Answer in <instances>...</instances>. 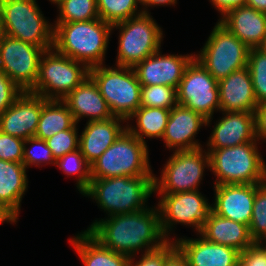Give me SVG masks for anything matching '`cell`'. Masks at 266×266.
<instances>
[{
    "instance_id": "obj_14",
    "label": "cell",
    "mask_w": 266,
    "mask_h": 266,
    "mask_svg": "<svg viewBox=\"0 0 266 266\" xmlns=\"http://www.w3.org/2000/svg\"><path fill=\"white\" fill-rule=\"evenodd\" d=\"M45 50L2 34L0 37V70L23 91L36 83L40 58Z\"/></svg>"
},
{
    "instance_id": "obj_22",
    "label": "cell",
    "mask_w": 266,
    "mask_h": 266,
    "mask_svg": "<svg viewBox=\"0 0 266 266\" xmlns=\"http://www.w3.org/2000/svg\"><path fill=\"white\" fill-rule=\"evenodd\" d=\"M77 124L83 118L87 122L106 120L113 116L97 85L89 76L63 100Z\"/></svg>"
},
{
    "instance_id": "obj_16",
    "label": "cell",
    "mask_w": 266,
    "mask_h": 266,
    "mask_svg": "<svg viewBox=\"0 0 266 266\" xmlns=\"http://www.w3.org/2000/svg\"><path fill=\"white\" fill-rule=\"evenodd\" d=\"M221 113V119L219 118L212 127L205 150L259 142L256 138L255 112L222 111Z\"/></svg>"
},
{
    "instance_id": "obj_33",
    "label": "cell",
    "mask_w": 266,
    "mask_h": 266,
    "mask_svg": "<svg viewBox=\"0 0 266 266\" xmlns=\"http://www.w3.org/2000/svg\"><path fill=\"white\" fill-rule=\"evenodd\" d=\"M247 67L250 71L257 104L266 103V53L259 48H250Z\"/></svg>"
},
{
    "instance_id": "obj_12",
    "label": "cell",
    "mask_w": 266,
    "mask_h": 266,
    "mask_svg": "<svg viewBox=\"0 0 266 266\" xmlns=\"http://www.w3.org/2000/svg\"><path fill=\"white\" fill-rule=\"evenodd\" d=\"M177 103L202 115L208 127L214 112H220L218 80L196 58L186 67L179 83Z\"/></svg>"
},
{
    "instance_id": "obj_44",
    "label": "cell",
    "mask_w": 266,
    "mask_h": 266,
    "mask_svg": "<svg viewBox=\"0 0 266 266\" xmlns=\"http://www.w3.org/2000/svg\"><path fill=\"white\" fill-rule=\"evenodd\" d=\"M165 266H189L187 258L176 248L166 259Z\"/></svg>"
},
{
    "instance_id": "obj_38",
    "label": "cell",
    "mask_w": 266,
    "mask_h": 266,
    "mask_svg": "<svg viewBox=\"0 0 266 266\" xmlns=\"http://www.w3.org/2000/svg\"><path fill=\"white\" fill-rule=\"evenodd\" d=\"M24 142L21 138L0 131V159L23 163Z\"/></svg>"
},
{
    "instance_id": "obj_28",
    "label": "cell",
    "mask_w": 266,
    "mask_h": 266,
    "mask_svg": "<svg viewBox=\"0 0 266 266\" xmlns=\"http://www.w3.org/2000/svg\"><path fill=\"white\" fill-rule=\"evenodd\" d=\"M170 110L158 107L140 106L127 120L126 129L147 144L146 137L162 139L169 119ZM135 119V120H134ZM135 121L136 125L130 124Z\"/></svg>"
},
{
    "instance_id": "obj_43",
    "label": "cell",
    "mask_w": 266,
    "mask_h": 266,
    "mask_svg": "<svg viewBox=\"0 0 266 266\" xmlns=\"http://www.w3.org/2000/svg\"><path fill=\"white\" fill-rule=\"evenodd\" d=\"M222 18L230 10L243 6L246 0H209Z\"/></svg>"
},
{
    "instance_id": "obj_49",
    "label": "cell",
    "mask_w": 266,
    "mask_h": 266,
    "mask_svg": "<svg viewBox=\"0 0 266 266\" xmlns=\"http://www.w3.org/2000/svg\"><path fill=\"white\" fill-rule=\"evenodd\" d=\"M51 4L57 5L61 0H49Z\"/></svg>"
},
{
    "instance_id": "obj_24",
    "label": "cell",
    "mask_w": 266,
    "mask_h": 266,
    "mask_svg": "<svg viewBox=\"0 0 266 266\" xmlns=\"http://www.w3.org/2000/svg\"><path fill=\"white\" fill-rule=\"evenodd\" d=\"M218 21L250 48H258L266 35V13L243 5L227 12Z\"/></svg>"
},
{
    "instance_id": "obj_50",
    "label": "cell",
    "mask_w": 266,
    "mask_h": 266,
    "mask_svg": "<svg viewBox=\"0 0 266 266\" xmlns=\"http://www.w3.org/2000/svg\"><path fill=\"white\" fill-rule=\"evenodd\" d=\"M2 28H1V17H0V37L2 36Z\"/></svg>"
},
{
    "instance_id": "obj_17",
    "label": "cell",
    "mask_w": 266,
    "mask_h": 266,
    "mask_svg": "<svg viewBox=\"0 0 266 266\" xmlns=\"http://www.w3.org/2000/svg\"><path fill=\"white\" fill-rule=\"evenodd\" d=\"M42 107V96L22 92L0 115V131L23 140L35 136Z\"/></svg>"
},
{
    "instance_id": "obj_13",
    "label": "cell",
    "mask_w": 266,
    "mask_h": 266,
    "mask_svg": "<svg viewBox=\"0 0 266 266\" xmlns=\"http://www.w3.org/2000/svg\"><path fill=\"white\" fill-rule=\"evenodd\" d=\"M157 195L161 229L169 241H174L170 236L177 224L190 226L196 234L200 233L211 211V204L204 194L197 190Z\"/></svg>"
},
{
    "instance_id": "obj_11",
    "label": "cell",
    "mask_w": 266,
    "mask_h": 266,
    "mask_svg": "<svg viewBox=\"0 0 266 266\" xmlns=\"http://www.w3.org/2000/svg\"><path fill=\"white\" fill-rule=\"evenodd\" d=\"M195 58L216 79L247 67L249 47L240 41L219 21Z\"/></svg>"
},
{
    "instance_id": "obj_40",
    "label": "cell",
    "mask_w": 266,
    "mask_h": 266,
    "mask_svg": "<svg viewBox=\"0 0 266 266\" xmlns=\"http://www.w3.org/2000/svg\"><path fill=\"white\" fill-rule=\"evenodd\" d=\"M24 92L0 70V115Z\"/></svg>"
},
{
    "instance_id": "obj_31",
    "label": "cell",
    "mask_w": 266,
    "mask_h": 266,
    "mask_svg": "<svg viewBox=\"0 0 266 266\" xmlns=\"http://www.w3.org/2000/svg\"><path fill=\"white\" fill-rule=\"evenodd\" d=\"M54 23L89 21L99 18L97 0H61Z\"/></svg>"
},
{
    "instance_id": "obj_29",
    "label": "cell",
    "mask_w": 266,
    "mask_h": 266,
    "mask_svg": "<svg viewBox=\"0 0 266 266\" xmlns=\"http://www.w3.org/2000/svg\"><path fill=\"white\" fill-rule=\"evenodd\" d=\"M75 124L72 113L62 100L43 98V107L35 137L46 140L58 132L71 129Z\"/></svg>"
},
{
    "instance_id": "obj_47",
    "label": "cell",
    "mask_w": 266,
    "mask_h": 266,
    "mask_svg": "<svg viewBox=\"0 0 266 266\" xmlns=\"http://www.w3.org/2000/svg\"><path fill=\"white\" fill-rule=\"evenodd\" d=\"M245 5L266 13V0H246Z\"/></svg>"
},
{
    "instance_id": "obj_7",
    "label": "cell",
    "mask_w": 266,
    "mask_h": 266,
    "mask_svg": "<svg viewBox=\"0 0 266 266\" xmlns=\"http://www.w3.org/2000/svg\"><path fill=\"white\" fill-rule=\"evenodd\" d=\"M113 66L105 64L91 67L89 76L113 116L127 120L140 107L141 84L133 67Z\"/></svg>"
},
{
    "instance_id": "obj_48",
    "label": "cell",
    "mask_w": 266,
    "mask_h": 266,
    "mask_svg": "<svg viewBox=\"0 0 266 266\" xmlns=\"http://www.w3.org/2000/svg\"><path fill=\"white\" fill-rule=\"evenodd\" d=\"M258 48L266 53V35H265V37L263 39L262 44Z\"/></svg>"
},
{
    "instance_id": "obj_34",
    "label": "cell",
    "mask_w": 266,
    "mask_h": 266,
    "mask_svg": "<svg viewBox=\"0 0 266 266\" xmlns=\"http://www.w3.org/2000/svg\"><path fill=\"white\" fill-rule=\"evenodd\" d=\"M142 107H158L171 110L177 103V88L165 85H141Z\"/></svg>"
},
{
    "instance_id": "obj_42",
    "label": "cell",
    "mask_w": 266,
    "mask_h": 266,
    "mask_svg": "<svg viewBox=\"0 0 266 266\" xmlns=\"http://www.w3.org/2000/svg\"><path fill=\"white\" fill-rule=\"evenodd\" d=\"M256 138L266 142V103L258 105L255 111Z\"/></svg>"
},
{
    "instance_id": "obj_18",
    "label": "cell",
    "mask_w": 266,
    "mask_h": 266,
    "mask_svg": "<svg viewBox=\"0 0 266 266\" xmlns=\"http://www.w3.org/2000/svg\"><path fill=\"white\" fill-rule=\"evenodd\" d=\"M206 122L199 113L177 104L170 110L162 137L165 147L173 152L204 147L195 137L203 126L206 127Z\"/></svg>"
},
{
    "instance_id": "obj_41",
    "label": "cell",
    "mask_w": 266,
    "mask_h": 266,
    "mask_svg": "<svg viewBox=\"0 0 266 266\" xmlns=\"http://www.w3.org/2000/svg\"><path fill=\"white\" fill-rule=\"evenodd\" d=\"M239 266H266V243L254 242L241 252Z\"/></svg>"
},
{
    "instance_id": "obj_37",
    "label": "cell",
    "mask_w": 266,
    "mask_h": 266,
    "mask_svg": "<svg viewBox=\"0 0 266 266\" xmlns=\"http://www.w3.org/2000/svg\"><path fill=\"white\" fill-rule=\"evenodd\" d=\"M77 126L76 123L71 129L58 132L45 140L55 160L79 149V128Z\"/></svg>"
},
{
    "instance_id": "obj_1",
    "label": "cell",
    "mask_w": 266,
    "mask_h": 266,
    "mask_svg": "<svg viewBox=\"0 0 266 266\" xmlns=\"http://www.w3.org/2000/svg\"><path fill=\"white\" fill-rule=\"evenodd\" d=\"M103 246L129 258L162 248L169 240L161 229L158 205L96 219L86 229Z\"/></svg>"
},
{
    "instance_id": "obj_23",
    "label": "cell",
    "mask_w": 266,
    "mask_h": 266,
    "mask_svg": "<svg viewBox=\"0 0 266 266\" xmlns=\"http://www.w3.org/2000/svg\"><path fill=\"white\" fill-rule=\"evenodd\" d=\"M125 129L126 120L117 116L106 120L86 122L85 128L79 135L81 154L91 165L116 141Z\"/></svg>"
},
{
    "instance_id": "obj_20",
    "label": "cell",
    "mask_w": 266,
    "mask_h": 266,
    "mask_svg": "<svg viewBox=\"0 0 266 266\" xmlns=\"http://www.w3.org/2000/svg\"><path fill=\"white\" fill-rule=\"evenodd\" d=\"M197 237L174 236V242L189 266H239L241 252L237 249L209 242L199 233Z\"/></svg>"
},
{
    "instance_id": "obj_8",
    "label": "cell",
    "mask_w": 266,
    "mask_h": 266,
    "mask_svg": "<svg viewBox=\"0 0 266 266\" xmlns=\"http://www.w3.org/2000/svg\"><path fill=\"white\" fill-rule=\"evenodd\" d=\"M89 72L86 64L52 48L42 54L35 86L29 92L47 100H63L89 77Z\"/></svg>"
},
{
    "instance_id": "obj_45",
    "label": "cell",
    "mask_w": 266,
    "mask_h": 266,
    "mask_svg": "<svg viewBox=\"0 0 266 266\" xmlns=\"http://www.w3.org/2000/svg\"><path fill=\"white\" fill-rule=\"evenodd\" d=\"M175 4H177V0H147L143 5V13H150V9L149 7H158V6H175Z\"/></svg>"
},
{
    "instance_id": "obj_36",
    "label": "cell",
    "mask_w": 266,
    "mask_h": 266,
    "mask_svg": "<svg viewBox=\"0 0 266 266\" xmlns=\"http://www.w3.org/2000/svg\"><path fill=\"white\" fill-rule=\"evenodd\" d=\"M55 161L56 160L45 140L39 139L35 136L25 140L23 164L27 169L32 166L40 168L48 164L55 166Z\"/></svg>"
},
{
    "instance_id": "obj_10",
    "label": "cell",
    "mask_w": 266,
    "mask_h": 266,
    "mask_svg": "<svg viewBox=\"0 0 266 266\" xmlns=\"http://www.w3.org/2000/svg\"><path fill=\"white\" fill-rule=\"evenodd\" d=\"M163 166L160 177L154 175L155 194L197 191L210 170V156L203 147L174 151Z\"/></svg>"
},
{
    "instance_id": "obj_6",
    "label": "cell",
    "mask_w": 266,
    "mask_h": 266,
    "mask_svg": "<svg viewBox=\"0 0 266 266\" xmlns=\"http://www.w3.org/2000/svg\"><path fill=\"white\" fill-rule=\"evenodd\" d=\"M148 145L127 129L91 164V179L154 176Z\"/></svg>"
},
{
    "instance_id": "obj_27",
    "label": "cell",
    "mask_w": 266,
    "mask_h": 266,
    "mask_svg": "<svg viewBox=\"0 0 266 266\" xmlns=\"http://www.w3.org/2000/svg\"><path fill=\"white\" fill-rule=\"evenodd\" d=\"M84 266H129L130 258L103 246L84 230L69 238Z\"/></svg>"
},
{
    "instance_id": "obj_4",
    "label": "cell",
    "mask_w": 266,
    "mask_h": 266,
    "mask_svg": "<svg viewBox=\"0 0 266 266\" xmlns=\"http://www.w3.org/2000/svg\"><path fill=\"white\" fill-rule=\"evenodd\" d=\"M259 142L222 149L206 150L210 156V171L214 174V185L262 184L266 182V163Z\"/></svg>"
},
{
    "instance_id": "obj_35",
    "label": "cell",
    "mask_w": 266,
    "mask_h": 266,
    "mask_svg": "<svg viewBox=\"0 0 266 266\" xmlns=\"http://www.w3.org/2000/svg\"><path fill=\"white\" fill-rule=\"evenodd\" d=\"M249 234L254 242H266V182L256 184Z\"/></svg>"
},
{
    "instance_id": "obj_32",
    "label": "cell",
    "mask_w": 266,
    "mask_h": 266,
    "mask_svg": "<svg viewBox=\"0 0 266 266\" xmlns=\"http://www.w3.org/2000/svg\"><path fill=\"white\" fill-rule=\"evenodd\" d=\"M55 166L62 170L67 177L77 176L75 184L80 194L88 187L91 181V165L81 154L80 149L56 159Z\"/></svg>"
},
{
    "instance_id": "obj_30",
    "label": "cell",
    "mask_w": 266,
    "mask_h": 266,
    "mask_svg": "<svg viewBox=\"0 0 266 266\" xmlns=\"http://www.w3.org/2000/svg\"><path fill=\"white\" fill-rule=\"evenodd\" d=\"M97 9L99 18L111 25L143 13L138 0H97Z\"/></svg>"
},
{
    "instance_id": "obj_26",
    "label": "cell",
    "mask_w": 266,
    "mask_h": 266,
    "mask_svg": "<svg viewBox=\"0 0 266 266\" xmlns=\"http://www.w3.org/2000/svg\"><path fill=\"white\" fill-rule=\"evenodd\" d=\"M27 171L23 163L0 159V204L17 220L21 202L28 190Z\"/></svg>"
},
{
    "instance_id": "obj_5",
    "label": "cell",
    "mask_w": 266,
    "mask_h": 266,
    "mask_svg": "<svg viewBox=\"0 0 266 266\" xmlns=\"http://www.w3.org/2000/svg\"><path fill=\"white\" fill-rule=\"evenodd\" d=\"M2 33L23 42L52 49L54 26L42 13L36 0H0Z\"/></svg>"
},
{
    "instance_id": "obj_9",
    "label": "cell",
    "mask_w": 266,
    "mask_h": 266,
    "mask_svg": "<svg viewBox=\"0 0 266 266\" xmlns=\"http://www.w3.org/2000/svg\"><path fill=\"white\" fill-rule=\"evenodd\" d=\"M119 29L115 66L134 67L137 63L162 49L163 30L151 13H142L112 25Z\"/></svg>"
},
{
    "instance_id": "obj_19",
    "label": "cell",
    "mask_w": 266,
    "mask_h": 266,
    "mask_svg": "<svg viewBox=\"0 0 266 266\" xmlns=\"http://www.w3.org/2000/svg\"><path fill=\"white\" fill-rule=\"evenodd\" d=\"M214 202L211 210L217 215L243 223L249 227L256 184L213 185Z\"/></svg>"
},
{
    "instance_id": "obj_15",
    "label": "cell",
    "mask_w": 266,
    "mask_h": 266,
    "mask_svg": "<svg viewBox=\"0 0 266 266\" xmlns=\"http://www.w3.org/2000/svg\"><path fill=\"white\" fill-rule=\"evenodd\" d=\"M161 49L137 63L133 69L141 85H165L178 88L186 67L195 58V52L163 54Z\"/></svg>"
},
{
    "instance_id": "obj_21",
    "label": "cell",
    "mask_w": 266,
    "mask_h": 266,
    "mask_svg": "<svg viewBox=\"0 0 266 266\" xmlns=\"http://www.w3.org/2000/svg\"><path fill=\"white\" fill-rule=\"evenodd\" d=\"M220 112H255L258 106L248 67L218 81Z\"/></svg>"
},
{
    "instance_id": "obj_51",
    "label": "cell",
    "mask_w": 266,
    "mask_h": 266,
    "mask_svg": "<svg viewBox=\"0 0 266 266\" xmlns=\"http://www.w3.org/2000/svg\"><path fill=\"white\" fill-rule=\"evenodd\" d=\"M141 5H143L147 0H138Z\"/></svg>"
},
{
    "instance_id": "obj_3",
    "label": "cell",
    "mask_w": 266,
    "mask_h": 266,
    "mask_svg": "<svg viewBox=\"0 0 266 266\" xmlns=\"http://www.w3.org/2000/svg\"><path fill=\"white\" fill-rule=\"evenodd\" d=\"M95 200L107 216L148 209V199L155 194L154 176H117L91 179L81 193Z\"/></svg>"
},
{
    "instance_id": "obj_39",
    "label": "cell",
    "mask_w": 266,
    "mask_h": 266,
    "mask_svg": "<svg viewBox=\"0 0 266 266\" xmlns=\"http://www.w3.org/2000/svg\"><path fill=\"white\" fill-rule=\"evenodd\" d=\"M176 248L175 242L173 240L169 241L160 249L141 253L139 260H135L136 256L131 257L129 266H165L166 259Z\"/></svg>"
},
{
    "instance_id": "obj_25",
    "label": "cell",
    "mask_w": 266,
    "mask_h": 266,
    "mask_svg": "<svg viewBox=\"0 0 266 266\" xmlns=\"http://www.w3.org/2000/svg\"><path fill=\"white\" fill-rule=\"evenodd\" d=\"M199 234L209 242L230 246L239 252L245 251L254 243L247 225L221 217L212 210Z\"/></svg>"
},
{
    "instance_id": "obj_2",
    "label": "cell",
    "mask_w": 266,
    "mask_h": 266,
    "mask_svg": "<svg viewBox=\"0 0 266 266\" xmlns=\"http://www.w3.org/2000/svg\"><path fill=\"white\" fill-rule=\"evenodd\" d=\"M53 48L62 55L86 64L89 68L105 65L112 25L102 19L71 23H53Z\"/></svg>"
},
{
    "instance_id": "obj_46",
    "label": "cell",
    "mask_w": 266,
    "mask_h": 266,
    "mask_svg": "<svg viewBox=\"0 0 266 266\" xmlns=\"http://www.w3.org/2000/svg\"><path fill=\"white\" fill-rule=\"evenodd\" d=\"M5 222L14 225L18 222V220L0 204V225Z\"/></svg>"
}]
</instances>
